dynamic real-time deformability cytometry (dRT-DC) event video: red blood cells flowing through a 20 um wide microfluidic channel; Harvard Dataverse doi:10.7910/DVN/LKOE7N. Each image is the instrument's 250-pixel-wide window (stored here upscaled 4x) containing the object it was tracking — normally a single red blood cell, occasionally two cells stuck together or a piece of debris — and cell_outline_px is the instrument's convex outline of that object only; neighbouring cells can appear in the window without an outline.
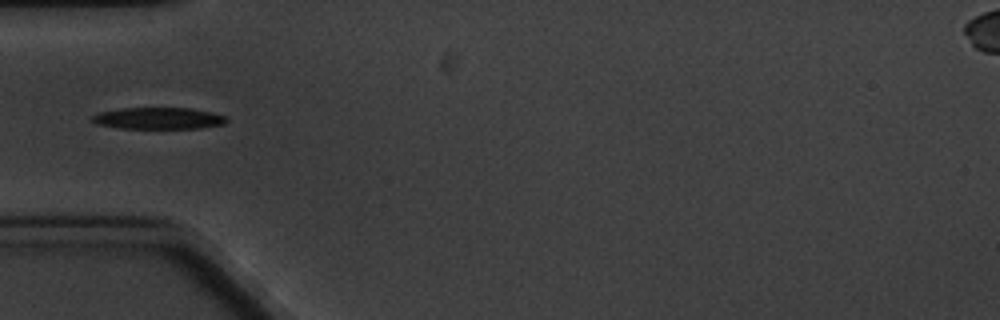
{"species": "common noctule bat (a hibernating species)", "species_latin": "Nyctalus noctula", "temperature_condition": "cold", "stored_images_in_passage": 11, "camera_frame_rate_fps": 3000, "um_per_image_px": 0.085, "animal": {"sex": "male", "body_mass_g": 20.1, "forearm_length_mm": 53.5}, "frame": {"image": 1, "passage_image": 5, "time_ms": 5.333, "image_size_px": [1000, 320], "cell_outline_px": [[228, 120], [224, 124], [200, 128], [120, 128], [96, 124], [88, 120], [92, 116], [100, 112], [120, 108], [188, 108], [212, 112], [228, 116]], "centroid_in_image_um": [13.46, 10.05], "position_along_channel_um": 71.5, "area_um2": 17.05}}